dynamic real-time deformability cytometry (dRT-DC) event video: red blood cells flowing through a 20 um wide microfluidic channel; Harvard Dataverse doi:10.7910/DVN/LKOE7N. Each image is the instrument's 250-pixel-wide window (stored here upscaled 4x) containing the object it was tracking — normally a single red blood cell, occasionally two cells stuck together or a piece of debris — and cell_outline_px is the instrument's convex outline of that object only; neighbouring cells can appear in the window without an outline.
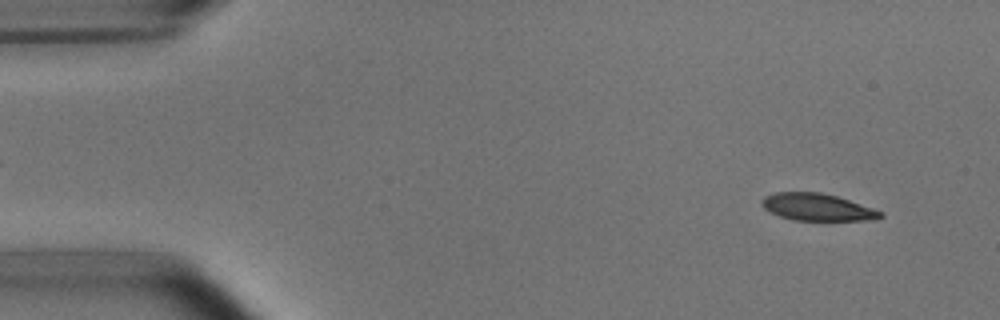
{"species": "common noctule bat (a hibernating species)", "species_latin": "Nyctalus noctula", "temperature_condition": "room temperature", "stored_images_in_passage": 53, "camera_frame_rate_fps": 3000, "um_per_image_px": 0.085, "animal": {"sex": "male", "body_mass_g": 15.6}, "frame": {"image": 1, "passage_image": 4, "time_ms": 1.0, "image_size_px": [1000, 320], "cell_outline_px": [[884, 216], [872, 220], [792, 220], [768, 212], [760, 204], [760, 200], [764, 196], [776, 192], [820, 192], [836, 196], [884, 212]], "centroid_in_image_um": [69.42, 17.61], "position_along_channel_um": 15.6, "area_um2": 18.79}}
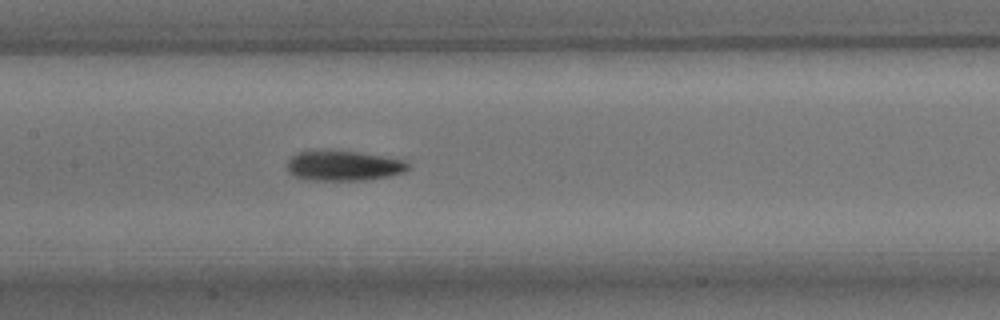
{"frame": {"image": 2, "passage_image": 25, "time_ms": 8.0, "image_size_px": [1000, 320], "cell_outline_px": [[412, 164], [404, 172], [388, 176], [364, 180], [304, 180], [292, 176], [288, 172], [284, 164], [296, 152], [324, 148], [356, 152], [384, 156], [408, 160]], "centroid_in_image_um": [29.14, 14.06], "position_along_channel_um": 178.3, "area_um2": 22.08}}
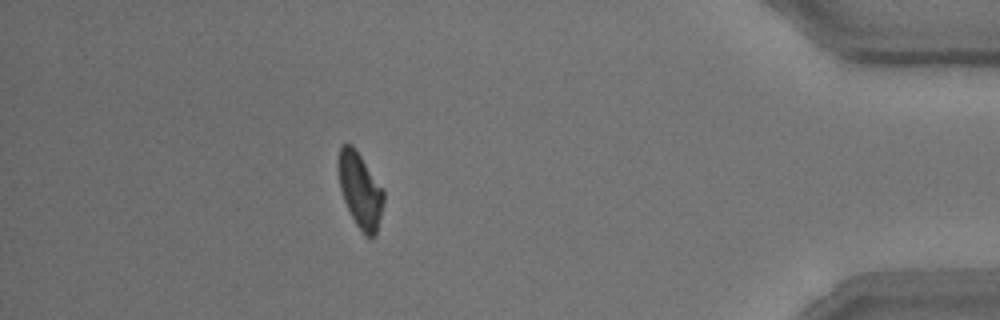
{"frame": {"image": 3, "passage_image": 47, "time_ms": 15.333, "image_size_px": [1000, 320], "cell_outline_px": [[384, 200], [376, 232], [372, 236], [364, 236], [356, 224], [344, 200], [340, 188], [336, 168], [336, 164], [340, 148], [344, 144], [352, 144], [384, 188]], "centroid_in_image_um": [30.59, 16.12], "position_along_channel_um": 404.6, "area_um2": 19.88}, "authors_computed_cell_mechanics": {"area_um2": 20.4034, "velocity_mm_per_s": 3.7347, "shape_relaxation_time_tau1_ms": 4.4723, "shape_relaxation_time_tau2_ms": 5.7788, "deformation_change_tau1": 0.1482, "deformation_change_tau2": 0.1218}}